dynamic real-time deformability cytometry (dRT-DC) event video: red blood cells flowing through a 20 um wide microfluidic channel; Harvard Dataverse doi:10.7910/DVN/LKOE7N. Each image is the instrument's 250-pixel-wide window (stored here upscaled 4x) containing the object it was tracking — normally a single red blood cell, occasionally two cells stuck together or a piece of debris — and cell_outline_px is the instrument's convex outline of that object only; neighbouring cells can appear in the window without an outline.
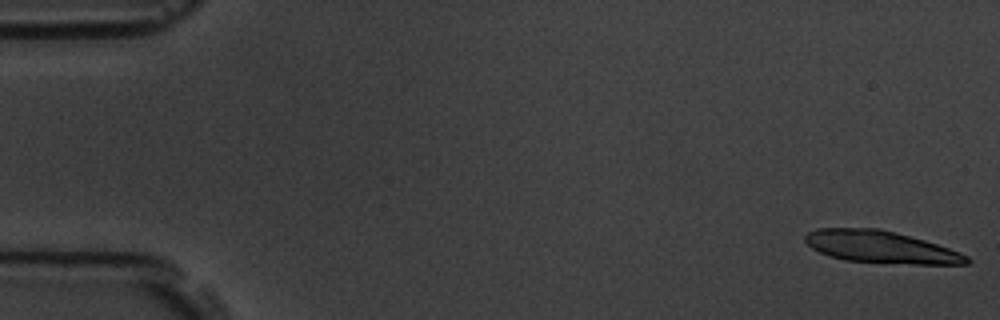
{"species": "common noctule bat (a hibernating species)", "species_latin": "Nyctalus noctula", "temperature_condition": "room temperature", "stored_images_in_passage": 57, "camera_frame_rate_fps": 3000, "um_per_image_px": 0.085, "animal": {"sex": "male", "body_mass_g": 19.5, "forearm_length_mm": 54.6}, "frame": {"image": 1, "passage_image": 1, "time_ms": 0.0, "image_size_px": [1000, 320], "cell_outline_px": [[972, 260], [968, 264], [912, 264], [844, 260], [820, 252], [812, 248], [804, 240], [804, 236], [808, 232], [816, 228], [880, 228], [896, 232], [924, 240], [960, 252], [968, 256]], "centroid_in_image_um": [74.87, 20.99], "position_along_channel_um": 10.1, "area_um2": 30.11}}